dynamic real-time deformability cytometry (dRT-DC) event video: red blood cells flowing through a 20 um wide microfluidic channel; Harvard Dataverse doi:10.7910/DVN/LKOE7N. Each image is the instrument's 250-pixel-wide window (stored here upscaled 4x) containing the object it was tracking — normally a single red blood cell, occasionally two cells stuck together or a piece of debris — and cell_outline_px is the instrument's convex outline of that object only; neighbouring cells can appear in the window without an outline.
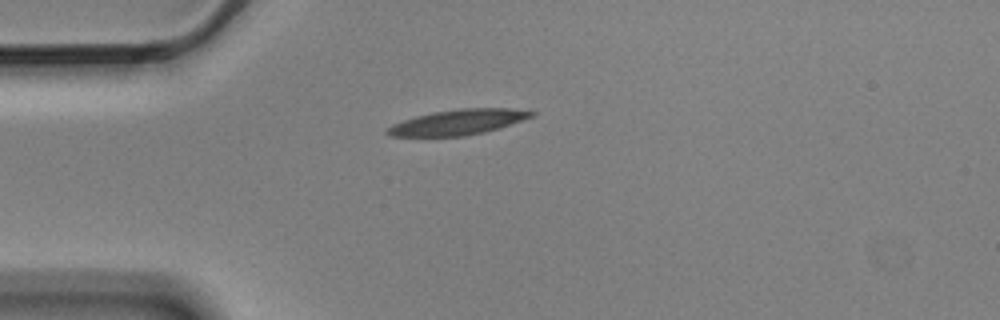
{"species": "Egyptian fruit bat (a non-hibernating species)", "species_latin": "Rousettus aegyptiacus", "temperature_condition": "cold", "stored_images_in_passage": 5, "camera_frame_rate_fps": 3000, "um_per_image_px": 0.085, "animal": {"sex": "male"}, "frame": {"image": 1, "passage_image": 1, "time_ms": 0.0, "image_size_px": [1000, 320], "cell_outline_px": [[536, 112], [532, 116], [484, 132], [464, 136], [388, 136], [384, 132], [392, 124], [416, 116], [432, 112], [460, 108], [508, 108]], "centroid_in_image_um": [38.85, 10.38], "position_along_channel_um": 46.1, "area_um2": 20.87}}
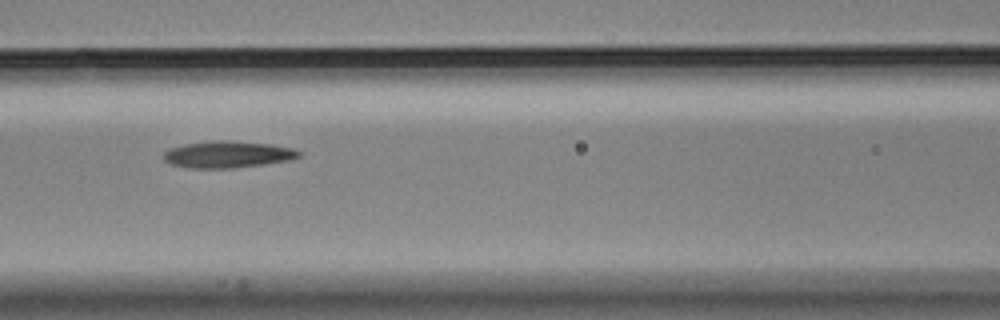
{"frame": {"image": 2, "passage_image": 4, "time_ms": 1.0, "image_size_px": [1000, 320], "cell_outline_px": [[300, 156], [288, 160], [264, 164], [232, 168], [188, 168], [172, 164], [164, 160], [164, 152], [168, 148], [184, 144], [212, 140], [232, 140], [272, 144], [292, 148], [300, 152]], "centroid_in_image_um": [19.32, 13.11], "position_along_channel_um": 147.3, "area_um2": 21.15}}
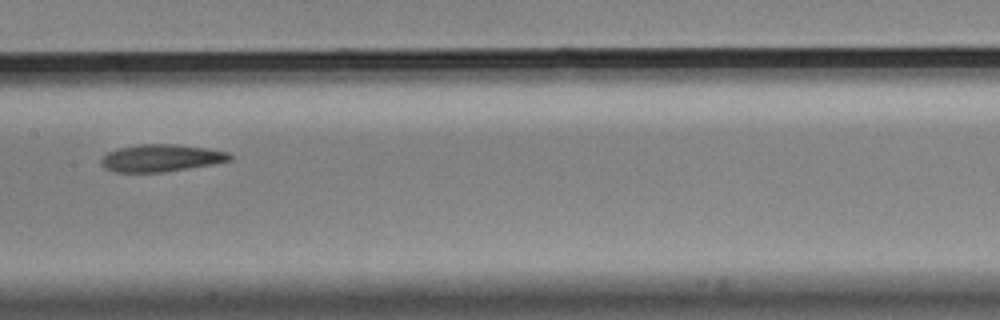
{"frame": {"image": 3, "passage_image": 5, "time_ms": 1.333, "image_size_px": [1000, 320], "cell_outline_px": [[232, 160], [212, 164], [164, 172], [116, 172], [104, 168], [100, 164], [100, 160], [108, 152], [120, 148], [140, 144], [176, 144], [204, 148], [228, 152], [232, 156]], "centroid_in_image_um": [13.68, 13.43], "position_along_channel_um": 193.7, "area_um2": 20.29}}